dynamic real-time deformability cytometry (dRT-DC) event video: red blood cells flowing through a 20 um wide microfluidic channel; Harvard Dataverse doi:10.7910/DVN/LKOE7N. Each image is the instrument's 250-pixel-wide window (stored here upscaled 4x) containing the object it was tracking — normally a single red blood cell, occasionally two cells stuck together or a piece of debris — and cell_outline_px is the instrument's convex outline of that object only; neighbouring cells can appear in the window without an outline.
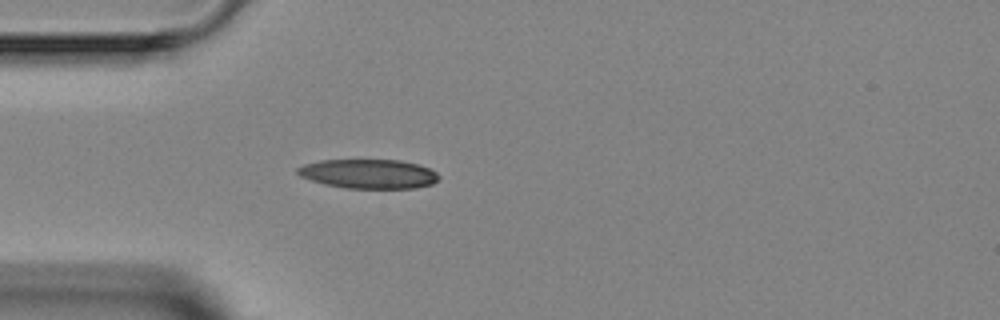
{"species": "Egyptian fruit bat (a non-hibernating species)", "species_latin": "Rousettus aegyptiacus", "temperature_condition": "room temperature", "stored_images_in_passage": 2, "camera_frame_rate_fps": 3000, "um_per_image_px": 0.085, "animal": {"sex": "female"}, "frame": {"image": 1, "passage_image": 2, "time_ms": 1.0, "image_size_px": [1000, 320], "cell_outline_px": [[440, 180], [432, 184], [416, 188], [344, 188], [324, 184], [300, 176], [296, 172], [296, 168], [304, 164], [320, 160], [400, 160], [420, 164], [436, 172], [440, 176]], "centroid_in_image_um": [31.36, 14.77], "position_along_channel_um": 53.6, "area_um2": 24.28}}